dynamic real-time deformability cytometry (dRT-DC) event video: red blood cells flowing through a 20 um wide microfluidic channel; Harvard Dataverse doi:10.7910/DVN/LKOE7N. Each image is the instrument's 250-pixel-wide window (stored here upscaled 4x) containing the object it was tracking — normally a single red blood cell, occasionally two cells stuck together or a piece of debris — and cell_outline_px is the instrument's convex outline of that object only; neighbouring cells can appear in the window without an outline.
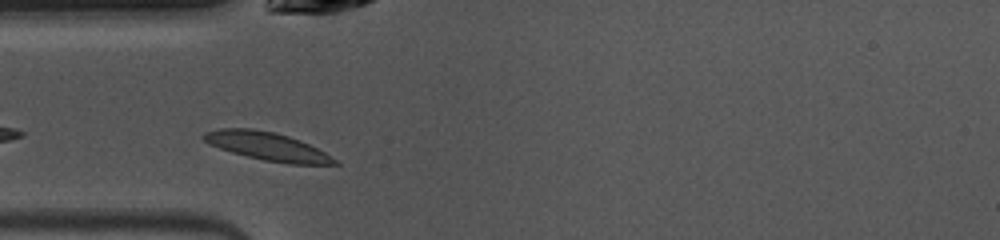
{"species": "common noctule bat (a hibernating species)", "species_latin": "Nyctalus noctula", "temperature_condition": "warm", "stored_images_in_passage": 11, "camera_frame_rate_fps": 3000, "um_per_image_px": 0.085, "animal": {"sex": "female", "body_mass_g": 10.0, "forearm_length_mm": 53.1}, "frame": {"image": 1, "passage_image": 2, "time_ms": 0.333, "image_size_px": [1000, 240], "cell_outline_px": [[340, 164], [288, 164], [264, 160], [232, 152], [208, 144], [200, 136], [204, 132], [220, 128], [252, 128], [276, 132], [300, 140], [324, 152], [336, 160]], "centroid_in_image_um": [22.67, 12.42], "position_along_channel_um": 62.3, "area_um2": 21.39}}
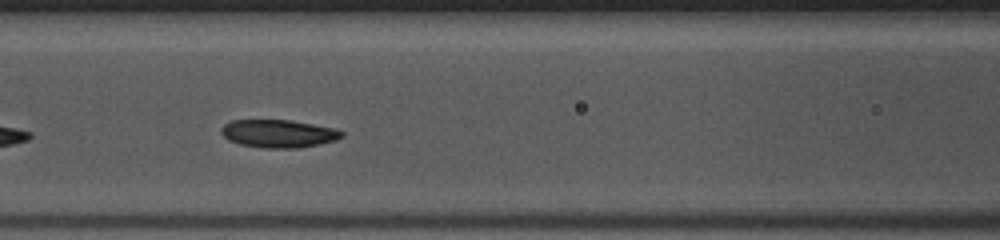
{"frame": {"image": 2, "passage_image": 8, "time_ms": 2.333, "image_size_px": [1000, 240], "cell_outline_px": [[344, 136], [336, 140], [320, 144], [296, 148], [264, 148], [240, 144], [228, 140], [220, 132], [220, 128], [224, 124], [232, 120], [288, 120], [336, 128], [344, 132]], "centroid_in_image_um": [23.67, 11.35], "position_along_channel_um": 142.9, "area_um2": 19.65}}
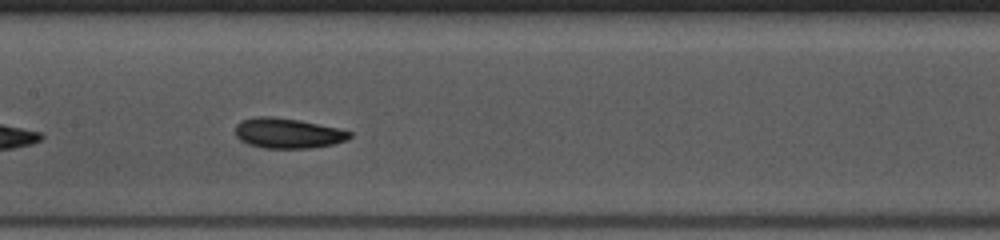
{"frame": {"image": 3, "passage_image": 11, "time_ms": 3.333, "image_size_px": [1000, 240], "cell_outline_px": [[352, 136], [348, 140], [332, 144], [308, 148], [264, 148], [248, 144], [240, 140], [236, 136], [236, 124], [240, 120], [256, 116], [272, 116], [300, 120], [340, 128], [352, 132]], "centroid_in_image_um": [24.47, 11.31], "position_along_channel_um": 182.9, "area_um2": 20.29}}